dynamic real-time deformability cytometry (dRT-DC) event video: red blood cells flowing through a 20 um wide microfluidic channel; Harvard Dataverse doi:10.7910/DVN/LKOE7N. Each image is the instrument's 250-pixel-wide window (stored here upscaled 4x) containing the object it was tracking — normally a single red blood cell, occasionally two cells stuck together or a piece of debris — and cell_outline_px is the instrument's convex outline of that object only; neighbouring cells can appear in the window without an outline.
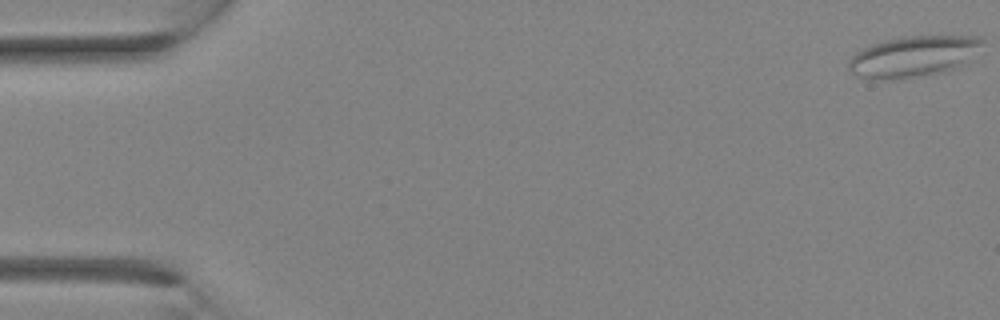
{"species": "Egyptian fruit bat (a non-hibernating species)", "species_latin": "Rousettus aegyptiacus", "temperature_condition": "room temperature", "stored_images_in_passage": 4, "camera_frame_rate_fps": 3000, "um_per_image_px": 0.085, "animal": {"sex": "female"}, "frame": {"image": 1, "passage_image": 1, "time_ms": 0.0, "image_size_px": [1000, 320], "cell_outline_px": [[984, 40], [964, 64], [956, 68], [944, 72], [912, 76], [876, 80], [872, 80], [856, 76], [848, 68], [848, 60], [856, 52], [872, 44], [888, 40], [908, 36], [976, 36]], "centroid_in_image_um": [77.58, 4.8], "position_along_channel_um": 7.4, "area_um2": 31.27}}
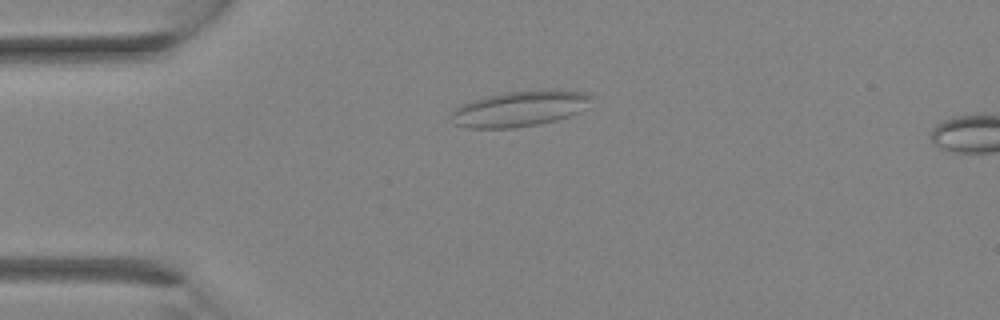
{"frame": {"image": 2, "passage_image": 3, "time_ms": 2.333, "image_size_px": [1000, 320], "cell_outline_px": [[592, 96], [588, 108], [580, 112], [556, 120], [516, 128], [464, 128], [456, 124], [452, 112], [460, 104], [472, 100], [504, 92], [552, 88], [556, 88], [588, 92]], "centroid_in_image_um": [44.27, 9.21], "position_along_channel_um": 40.7, "area_um2": 29.48}}